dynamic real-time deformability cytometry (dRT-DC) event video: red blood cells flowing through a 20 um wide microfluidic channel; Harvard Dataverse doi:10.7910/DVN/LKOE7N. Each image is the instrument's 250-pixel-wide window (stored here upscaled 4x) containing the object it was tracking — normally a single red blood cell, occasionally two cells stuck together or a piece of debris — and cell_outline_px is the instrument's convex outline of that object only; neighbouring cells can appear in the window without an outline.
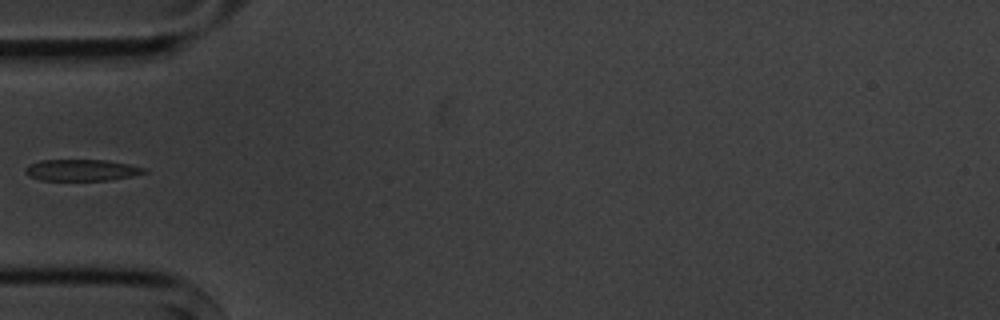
{"species": "common noctule bat (a hibernating species)", "species_latin": "Nyctalus noctula", "temperature_condition": "cold", "stored_images_in_passage": 6, "camera_frame_rate_fps": 3000, "um_per_image_px": 0.085, "animal": {"sex": "male", "body_mass_g": 20.1, "forearm_length_mm": 53.5}, "frame": {"image": 1, "passage_image": 6, "time_ms": 5.667, "image_size_px": [1000, 320], "cell_outline_px": [[148, 172], [132, 176], [112, 180], [40, 180], [28, 176], [24, 172], [24, 168], [28, 164], [40, 160], [108, 160], [148, 168]], "centroid_in_image_um": [6.94, 14.46], "position_along_channel_um": 78.1, "area_um2": 15.09}}